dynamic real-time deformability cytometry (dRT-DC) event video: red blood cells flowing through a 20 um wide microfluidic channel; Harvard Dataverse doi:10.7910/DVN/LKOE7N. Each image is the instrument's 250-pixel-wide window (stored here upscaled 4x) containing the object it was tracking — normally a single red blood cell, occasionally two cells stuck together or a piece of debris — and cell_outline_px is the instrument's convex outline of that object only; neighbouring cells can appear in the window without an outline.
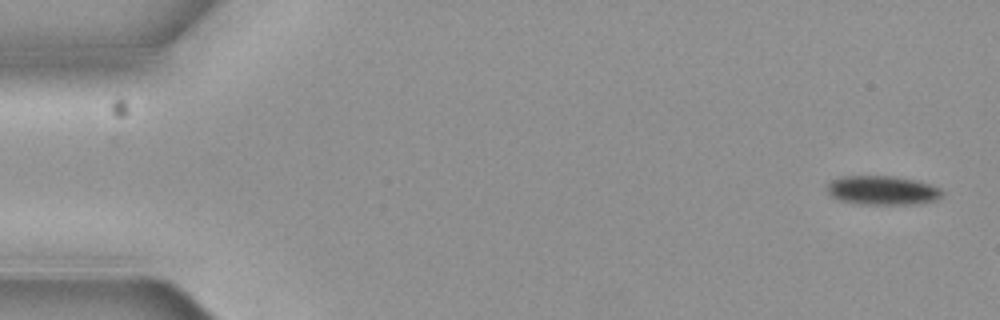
{"species": "common noctule bat (a hibernating species)", "species_latin": "Nyctalus noctula", "temperature_condition": "cold", "stored_images_in_passage": 2, "camera_frame_rate_fps": 3000, "um_per_image_px": 0.085, "animal": {"sex": "female", "body_mass_g": 19.3, "forearm_length_mm": 54.1}, "frame": {"image": 1, "passage_image": 2, "time_ms": 0.333, "image_size_px": [1000, 320], "cell_outline_px": [[944, 192], [940, 200], [920, 204], [860, 204], [840, 200], [832, 196], [828, 192], [828, 184], [832, 180], [844, 176], [892, 176], [916, 180], [940, 188]], "centroid_in_image_um": [75.07, 16.19], "position_along_channel_um": 9.9, "area_um2": 19.54}}